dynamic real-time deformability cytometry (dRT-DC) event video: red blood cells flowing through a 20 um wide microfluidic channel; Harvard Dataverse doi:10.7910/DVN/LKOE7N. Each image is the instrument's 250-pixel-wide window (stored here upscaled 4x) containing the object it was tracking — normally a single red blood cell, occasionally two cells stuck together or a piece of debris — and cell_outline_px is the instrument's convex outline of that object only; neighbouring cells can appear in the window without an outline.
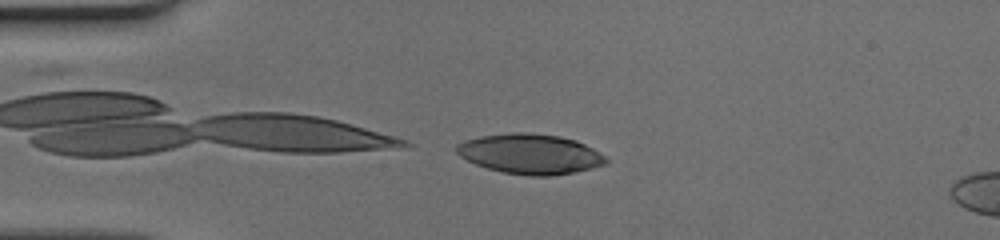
{"species": "human", "species_latin": "Homo sapiens", "temperature_condition": "cold", "stored_images_in_passage": 11, "camera_frame_rate_fps": 3000, "um_per_image_px": 0.085, "donor": {"sex": "female"}, "frame": {"image": 1, "passage_image": 11, "time_ms": 3.333, "image_size_px": [1000, 240], "cell_outline_px": [[608, 160], [604, 164], [572, 172], [548, 176], [532, 176], [504, 172], [488, 168], [476, 164], [460, 156], [456, 152], [456, 144], [464, 140], [480, 136], [512, 132], [528, 132], [560, 136], [576, 140], [592, 148], [604, 156]], "centroid_in_image_um": [45.02, 13.06], "position_along_channel_um": 40.0, "area_um2": 34.51}}